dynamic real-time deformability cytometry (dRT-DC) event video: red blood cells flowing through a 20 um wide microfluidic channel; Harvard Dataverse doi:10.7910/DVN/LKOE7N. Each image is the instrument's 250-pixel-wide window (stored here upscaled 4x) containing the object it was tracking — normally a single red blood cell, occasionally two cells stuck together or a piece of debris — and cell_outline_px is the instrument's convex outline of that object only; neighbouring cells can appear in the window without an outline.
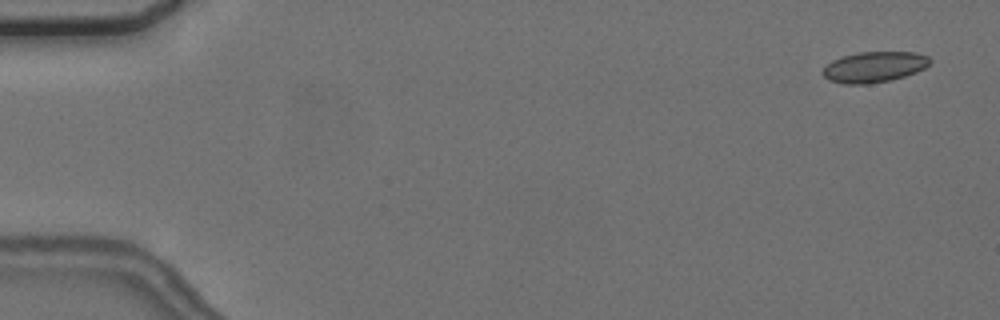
{"species": "common noctule bat (a hibernating species)", "species_latin": "Nyctalus noctula", "temperature_condition": "cold", "stored_images_in_passage": 2, "camera_frame_rate_fps": 3000, "um_per_image_px": 0.085, "animal": {"sex": "female", "body_mass_g": 24.6, "forearm_length_mm": 56.2}, "frame": {"image": 1, "passage_image": 1, "time_ms": 0.0, "image_size_px": [1000, 320], "cell_outline_px": [[932, 60], [924, 68], [916, 72], [904, 76], [888, 80], [868, 84], [844, 84], [828, 80], [820, 72], [832, 60], [844, 56], [860, 52], [916, 52], [928, 56]], "centroid_in_image_um": [74.29, 5.69], "position_along_channel_um": 10.7, "area_um2": 19.07}}